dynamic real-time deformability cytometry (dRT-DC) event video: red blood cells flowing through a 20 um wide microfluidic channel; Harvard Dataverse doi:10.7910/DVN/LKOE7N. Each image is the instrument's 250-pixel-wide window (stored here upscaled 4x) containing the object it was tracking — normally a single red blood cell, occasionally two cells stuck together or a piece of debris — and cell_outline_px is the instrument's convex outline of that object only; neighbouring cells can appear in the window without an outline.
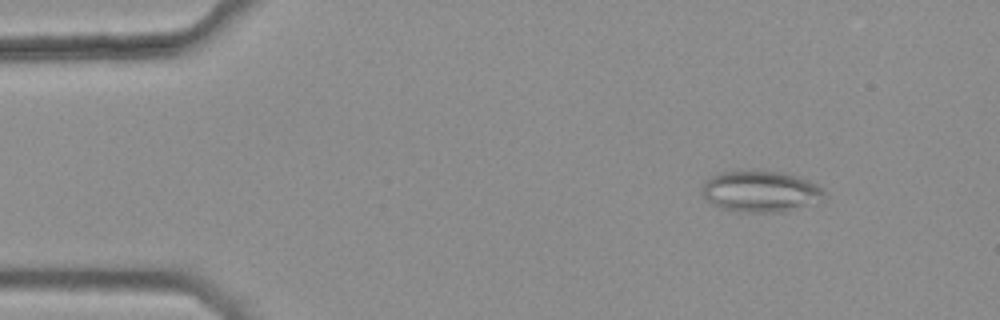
{"species": "common noctule bat (a hibernating species)", "species_latin": "Nyctalus noctula", "temperature_condition": "warm", "stored_images_in_passage": 5, "camera_frame_rate_fps": 3000, "um_per_image_px": 0.085, "animal": {"sex": "female", "body_mass_g": 25.1}, "frame": {"image": 1, "passage_image": 2, "time_ms": 0.333, "image_size_px": [1000, 320], "cell_outline_px": [[824, 200], [784, 212], [740, 212], [720, 208], [712, 204], [704, 196], [704, 180], [720, 172], [784, 172], [808, 180], [824, 188]], "centroid_in_image_um": [64.68, 16.29], "position_along_channel_um": 20.3, "area_um2": 29.07}}